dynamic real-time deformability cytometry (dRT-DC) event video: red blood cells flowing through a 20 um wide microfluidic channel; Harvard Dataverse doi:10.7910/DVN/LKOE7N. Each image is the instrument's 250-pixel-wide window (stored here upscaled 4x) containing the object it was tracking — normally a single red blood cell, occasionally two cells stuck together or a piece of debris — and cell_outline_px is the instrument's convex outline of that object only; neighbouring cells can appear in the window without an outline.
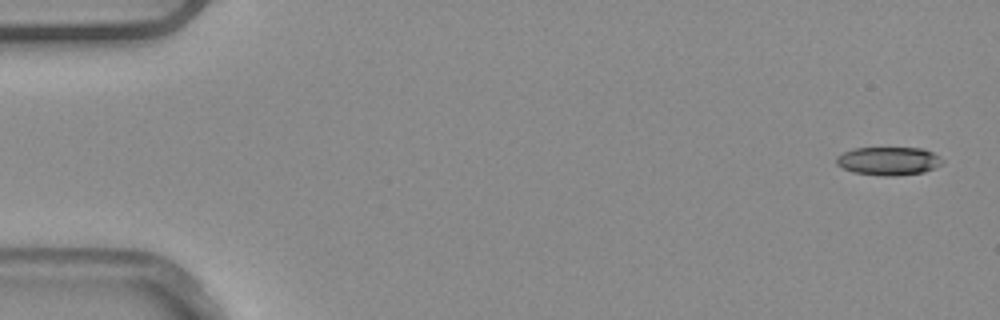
{"species": "common noctule bat (a hibernating species)", "species_latin": "Nyctalus noctula", "temperature_condition": "warm", "stored_images_in_passage": 4, "camera_frame_rate_fps": 3000, "um_per_image_px": 0.085, "animal": {"sex": "male", "body_mass_g": 20.4}, "frame": {"image": 1, "passage_image": 1, "time_ms": 0.0, "image_size_px": [1000, 320], "cell_outline_px": [[944, 160], [936, 168], [924, 172], [896, 176], [880, 176], [852, 172], [836, 164], [836, 156], [852, 148], [924, 148], [940, 156]], "centroid_in_image_um": [75.53, 13.69], "position_along_channel_um": 9.5, "area_um2": 17.69}}
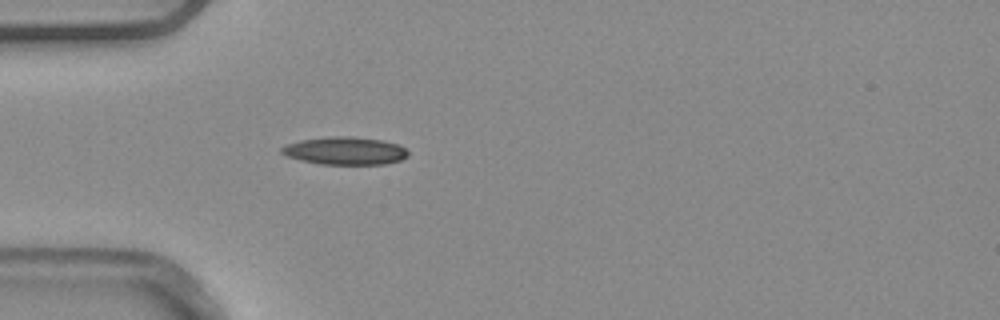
{"frame": {"image": 2, "passage_image": 4, "time_ms": 1.0, "image_size_px": [1000, 320], "cell_outline_px": [[408, 156], [400, 160], [384, 164], [320, 164], [300, 160], [288, 156], [280, 152], [280, 148], [288, 144], [300, 140], [332, 136], [348, 136], [384, 140], [400, 144], [408, 152]], "centroid_in_image_um": [29.35, 12.81], "position_along_channel_um": 55.7, "area_um2": 20.46}}